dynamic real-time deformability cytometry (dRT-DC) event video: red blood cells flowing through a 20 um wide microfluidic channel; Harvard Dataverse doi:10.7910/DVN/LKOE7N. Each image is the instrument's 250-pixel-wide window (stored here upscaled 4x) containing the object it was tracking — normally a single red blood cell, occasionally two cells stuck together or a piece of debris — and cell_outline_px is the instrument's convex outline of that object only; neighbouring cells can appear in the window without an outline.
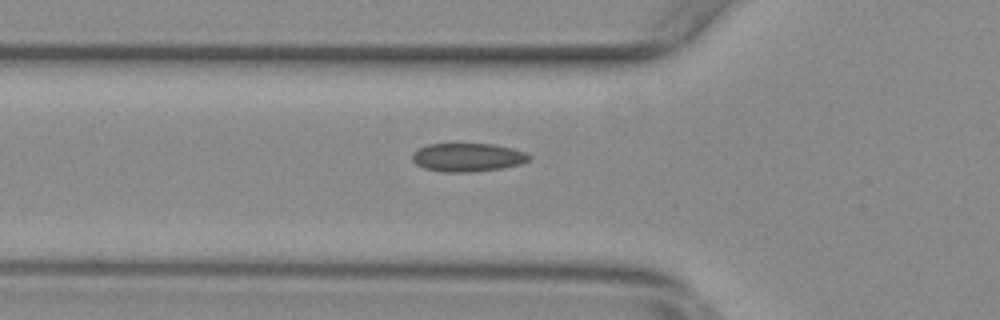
{"species": "common noctule bat (a hibernating species)", "species_latin": "Nyctalus noctula", "temperature_condition": "warm", "stored_images_in_passage": 34, "camera_frame_rate_fps": 3000, "um_per_image_px": 0.085, "animal": {"sex": "female", "body_mass_g": 29.2, "forearm_length_mm": 56.3}, "frame": {"image": 1, "passage_image": 2, "time_ms": 0.333, "image_size_px": [1000, 320], "cell_outline_px": [[532, 156], [528, 160], [520, 164], [504, 168], [472, 172], [440, 172], [424, 168], [416, 164], [412, 160], [412, 152], [428, 144], [496, 144], [512, 148], [524, 152]], "centroid_in_image_um": [39.74, 13.38], "position_along_channel_um": 86.1, "area_um2": 19.48}}
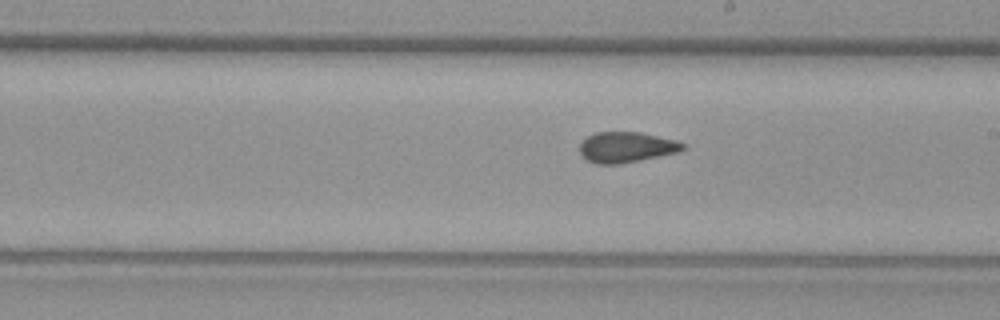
{"frame": {"image": 2, "passage_image": 14, "time_ms": 4.333, "image_size_px": [1000, 320], "cell_outline_px": [[688, 148], [680, 152], [620, 164], [596, 164], [580, 156], [580, 144], [588, 136], [596, 132], [640, 132], [676, 140], [684, 144]], "centroid_in_image_um": [53.26, 12.52], "position_along_channel_um": 235.7, "area_um2": 18.5}}
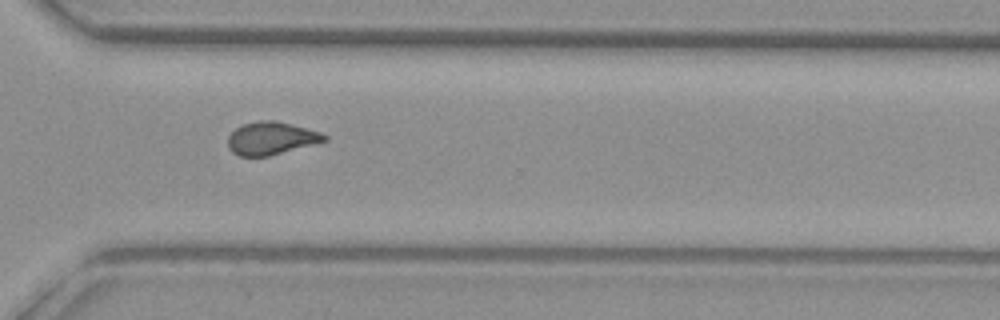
{"frame": {"image": 3, "passage_image": 23, "time_ms": 7.333, "image_size_px": [1000, 320], "cell_outline_px": [[328, 140], [268, 156], [240, 156], [232, 152], [228, 148], [228, 136], [236, 128], [244, 124], [260, 120], [276, 120], [292, 124], [320, 132], [328, 136]], "centroid_in_image_um": [23.04, 11.75], "position_along_channel_um": 347.6, "area_um2": 18.32}}